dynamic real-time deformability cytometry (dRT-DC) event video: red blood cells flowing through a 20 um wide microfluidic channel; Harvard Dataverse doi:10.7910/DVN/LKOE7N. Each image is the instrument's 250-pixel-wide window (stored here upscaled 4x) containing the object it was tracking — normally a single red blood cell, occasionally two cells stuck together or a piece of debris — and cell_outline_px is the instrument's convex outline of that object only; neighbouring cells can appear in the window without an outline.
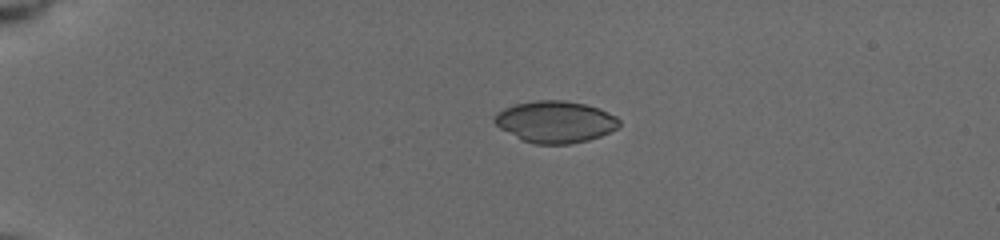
{"species": "common noctule bat (a hibernating species)", "species_latin": "Nyctalus noctula", "temperature_condition": "cold", "stored_images_in_passage": 4, "camera_frame_rate_fps": 3000, "um_per_image_px": 0.085, "animal": {"sex": "female", "body_mass_g": 19.5, "forearm_length_mm": 54.1}, "frame": {"image": 1, "passage_image": 1, "time_ms": 0.0, "image_size_px": [1000, 240], "cell_outline_px": [[620, 124], [616, 128], [600, 136], [588, 140], [568, 144], [536, 144], [520, 140], [500, 128], [492, 120], [496, 112], [504, 108], [516, 104], [536, 100], [564, 100], [584, 104], [600, 108], [616, 116], [620, 120]], "centroid_in_image_um": [47.18, 10.35], "position_along_channel_um": 37.8, "area_um2": 30.4}}